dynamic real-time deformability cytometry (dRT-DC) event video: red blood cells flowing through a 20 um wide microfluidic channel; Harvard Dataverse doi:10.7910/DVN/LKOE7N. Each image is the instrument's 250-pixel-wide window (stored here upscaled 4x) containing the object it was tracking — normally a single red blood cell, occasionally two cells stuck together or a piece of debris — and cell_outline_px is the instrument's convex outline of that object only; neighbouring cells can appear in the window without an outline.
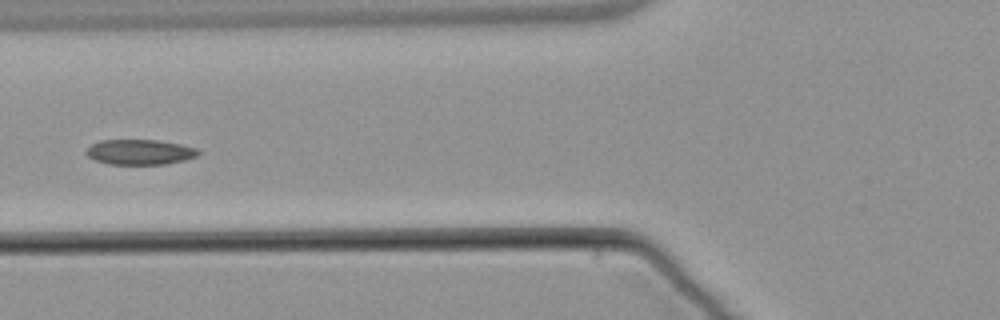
{"species": "common noctule bat (a hibernating species)", "species_latin": "Nyctalus noctula", "temperature_condition": "warm", "stored_images_in_passage": 6, "camera_frame_rate_fps": 3000, "um_per_image_px": 0.085, "animal": {"sex": "male", "body_mass_g": 21.5, "forearm_length_mm": 52.0}, "frame": {"image": 1, "passage_image": 6, "time_ms": 6.0, "image_size_px": [1000, 320], "cell_outline_px": [[200, 152], [196, 156], [184, 160], [164, 164], [108, 164], [96, 160], [88, 156], [84, 152], [92, 144], [100, 140], [156, 140], [180, 144], [196, 148]], "centroid_in_image_um": [11.87, 12.92], "position_along_channel_um": 113.9, "area_um2": 16.3}}